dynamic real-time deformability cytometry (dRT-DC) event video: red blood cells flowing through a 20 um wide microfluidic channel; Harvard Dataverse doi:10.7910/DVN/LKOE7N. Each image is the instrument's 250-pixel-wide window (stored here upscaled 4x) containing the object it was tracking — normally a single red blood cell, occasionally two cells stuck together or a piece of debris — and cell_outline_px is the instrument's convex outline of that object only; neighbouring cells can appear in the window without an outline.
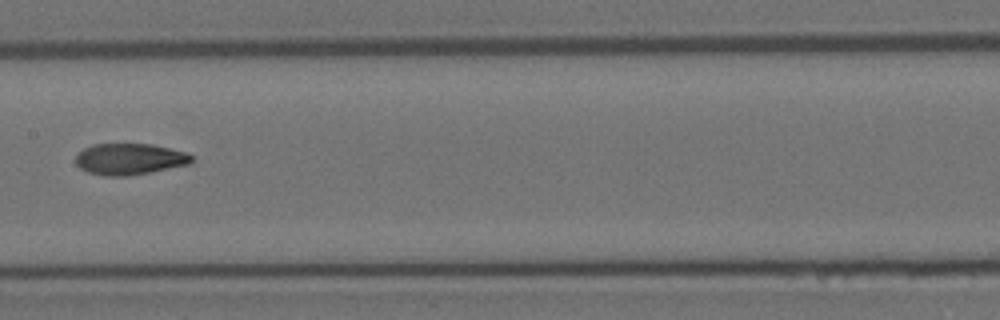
{"species": "Egyptian fruit bat (a non-hibernating species)", "species_latin": "Rousettus aegyptiacus", "temperature_condition": "room temperature", "stored_images_in_passage": 6, "camera_frame_rate_fps": 3000, "um_per_image_px": 0.085, "animal": {"sex": "female"}, "frame": {"image": 1, "passage_image": 6, "time_ms": 1.667, "image_size_px": [1000, 320], "cell_outline_px": [[192, 160], [188, 164], [128, 176], [104, 176], [88, 172], [80, 168], [76, 164], [76, 156], [84, 148], [92, 144], [148, 144], [168, 148], [184, 152], [192, 156]], "centroid_in_image_um": [10.96, 13.52], "position_along_channel_um": 196.4, "area_um2": 20.81}}